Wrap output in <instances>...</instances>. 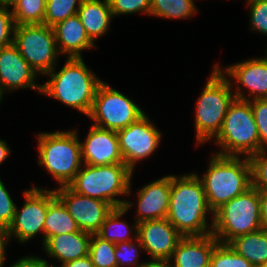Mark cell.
Wrapping results in <instances>:
<instances>
[{"label":"cell","mask_w":267,"mask_h":267,"mask_svg":"<svg viewBox=\"0 0 267 267\" xmlns=\"http://www.w3.org/2000/svg\"><path fill=\"white\" fill-rule=\"evenodd\" d=\"M209 208L205 191L197 174L180 178L171 175L170 202L167 220L183 236H205L212 234L208 229L206 213Z\"/></svg>","instance_id":"cell-1"},{"label":"cell","mask_w":267,"mask_h":267,"mask_svg":"<svg viewBox=\"0 0 267 267\" xmlns=\"http://www.w3.org/2000/svg\"><path fill=\"white\" fill-rule=\"evenodd\" d=\"M46 75L51 79L41 85L40 93L58 99L89 116L97 88L102 81L87 69L82 58H68L59 72L55 73L53 68Z\"/></svg>","instance_id":"cell-2"},{"label":"cell","mask_w":267,"mask_h":267,"mask_svg":"<svg viewBox=\"0 0 267 267\" xmlns=\"http://www.w3.org/2000/svg\"><path fill=\"white\" fill-rule=\"evenodd\" d=\"M239 157L215 154L207 172L200 178L213 213L252 186L249 157L243 160Z\"/></svg>","instance_id":"cell-3"},{"label":"cell","mask_w":267,"mask_h":267,"mask_svg":"<svg viewBox=\"0 0 267 267\" xmlns=\"http://www.w3.org/2000/svg\"><path fill=\"white\" fill-rule=\"evenodd\" d=\"M222 127L215 136V142L222 150L219 155L250 157L261 151L259 134L249 99L241 93L240 87L233 93ZM240 154V155H239Z\"/></svg>","instance_id":"cell-4"},{"label":"cell","mask_w":267,"mask_h":267,"mask_svg":"<svg viewBox=\"0 0 267 267\" xmlns=\"http://www.w3.org/2000/svg\"><path fill=\"white\" fill-rule=\"evenodd\" d=\"M74 180L68 185L76 193L103 200L114 208L124 207L125 200L115 199L130 194L132 170L126 164L91 166L83 164Z\"/></svg>","instance_id":"cell-5"},{"label":"cell","mask_w":267,"mask_h":267,"mask_svg":"<svg viewBox=\"0 0 267 267\" xmlns=\"http://www.w3.org/2000/svg\"><path fill=\"white\" fill-rule=\"evenodd\" d=\"M212 235L228 244L232 239L262 229L259 191L251 186L214 212Z\"/></svg>","instance_id":"cell-6"},{"label":"cell","mask_w":267,"mask_h":267,"mask_svg":"<svg viewBox=\"0 0 267 267\" xmlns=\"http://www.w3.org/2000/svg\"><path fill=\"white\" fill-rule=\"evenodd\" d=\"M219 64L215 66L196 105L195 128L197 142L205 143L220 131L230 103L235 96L231 93V82Z\"/></svg>","instance_id":"cell-7"},{"label":"cell","mask_w":267,"mask_h":267,"mask_svg":"<svg viewBox=\"0 0 267 267\" xmlns=\"http://www.w3.org/2000/svg\"><path fill=\"white\" fill-rule=\"evenodd\" d=\"M40 161L61 184L68 186L82 164L81 142L76 131L41 133L38 136Z\"/></svg>","instance_id":"cell-8"},{"label":"cell","mask_w":267,"mask_h":267,"mask_svg":"<svg viewBox=\"0 0 267 267\" xmlns=\"http://www.w3.org/2000/svg\"><path fill=\"white\" fill-rule=\"evenodd\" d=\"M13 44L37 74L46 75L55 69L59 51L52 27L45 24L15 25Z\"/></svg>","instance_id":"cell-9"},{"label":"cell","mask_w":267,"mask_h":267,"mask_svg":"<svg viewBox=\"0 0 267 267\" xmlns=\"http://www.w3.org/2000/svg\"><path fill=\"white\" fill-rule=\"evenodd\" d=\"M145 113L134 101L103 81L98 86L88 117L97 127L118 131L137 121Z\"/></svg>","instance_id":"cell-10"},{"label":"cell","mask_w":267,"mask_h":267,"mask_svg":"<svg viewBox=\"0 0 267 267\" xmlns=\"http://www.w3.org/2000/svg\"><path fill=\"white\" fill-rule=\"evenodd\" d=\"M24 196L26 201L21 211L16 207L13 222L6 230L9 236H16L20 242L28 241L39 231L44 233L48 205L57 197L54 190L37 187L25 191Z\"/></svg>","instance_id":"cell-11"},{"label":"cell","mask_w":267,"mask_h":267,"mask_svg":"<svg viewBox=\"0 0 267 267\" xmlns=\"http://www.w3.org/2000/svg\"><path fill=\"white\" fill-rule=\"evenodd\" d=\"M144 114L126 128L116 131L124 163L133 171L134 165L156 150L161 133Z\"/></svg>","instance_id":"cell-12"},{"label":"cell","mask_w":267,"mask_h":267,"mask_svg":"<svg viewBox=\"0 0 267 267\" xmlns=\"http://www.w3.org/2000/svg\"><path fill=\"white\" fill-rule=\"evenodd\" d=\"M135 236L138 247L147 251L151 255L152 261L168 263L183 238L167 218L138 223Z\"/></svg>","instance_id":"cell-13"},{"label":"cell","mask_w":267,"mask_h":267,"mask_svg":"<svg viewBox=\"0 0 267 267\" xmlns=\"http://www.w3.org/2000/svg\"><path fill=\"white\" fill-rule=\"evenodd\" d=\"M54 191L76 221L79 229L91 234H96L100 230L105 218L114 208L103 200L80 195L69 186H60Z\"/></svg>","instance_id":"cell-14"},{"label":"cell","mask_w":267,"mask_h":267,"mask_svg":"<svg viewBox=\"0 0 267 267\" xmlns=\"http://www.w3.org/2000/svg\"><path fill=\"white\" fill-rule=\"evenodd\" d=\"M87 138L81 144L83 164L103 166L125 164L116 131L92 125Z\"/></svg>","instance_id":"cell-15"},{"label":"cell","mask_w":267,"mask_h":267,"mask_svg":"<svg viewBox=\"0 0 267 267\" xmlns=\"http://www.w3.org/2000/svg\"><path fill=\"white\" fill-rule=\"evenodd\" d=\"M37 73L19 53L17 47L11 45L0 48V95L4 89L34 88L41 92V85L35 82ZM3 86V87H2Z\"/></svg>","instance_id":"cell-16"},{"label":"cell","mask_w":267,"mask_h":267,"mask_svg":"<svg viewBox=\"0 0 267 267\" xmlns=\"http://www.w3.org/2000/svg\"><path fill=\"white\" fill-rule=\"evenodd\" d=\"M171 175L142 187L138 192V215L134 229L143 221L167 218L170 202Z\"/></svg>","instance_id":"cell-17"},{"label":"cell","mask_w":267,"mask_h":267,"mask_svg":"<svg viewBox=\"0 0 267 267\" xmlns=\"http://www.w3.org/2000/svg\"><path fill=\"white\" fill-rule=\"evenodd\" d=\"M219 241L212 235L183 237L175 248L169 267H210L211 255Z\"/></svg>","instance_id":"cell-18"},{"label":"cell","mask_w":267,"mask_h":267,"mask_svg":"<svg viewBox=\"0 0 267 267\" xmlns=\"http://www.w3.org/2000/svg\"><path fill=\"white\" fill-rule=\"evenodd\" d=\"M226 75L235 79V83L249 88V95L255 99L267 98V59L255 58L225 68Z\"/></svg>","instance_id":"cell-19"},{"label":"cell","mask_w":267,"mask_h":267,"mask_svg":"<svg viewBox=\"0 0 267 267\" xmlns=\"http://www.w3.org/2000/svg\"><path fill=\"white\" fill-rule=\"evenodd\" d=\"M52 28L59 53H68V58H82V50L95 47L77 14L58 22Z\"/></svg>","instance_id":"cell-20"},{"label":"cell","mask_w":267,"mask_h":267,"mask_svg":"<svg viewBox=\"0 0 267 267\" xmlns=\"http://www.w3.org/2000/svg\"><path fill=\"white\" fill-rule=\"evenodd\" d=\"M91 237L92 234L85 231L54 235L43 246L47 255L64 264L88 256Z\"/></svg>","instance_id":"cell-21"},{"label":"cell","mask_w":267,"mask_h":267,"mask_svg":"<svg viewBox=\"0 0 267 267\" xmlns=\"http://www.w3.org/2000/svg\"><path fill=\"white\" fill-rule=\"evenodd\" d=\"M77 15L93 43L106 33L113 17L108 0H82Z\"/></svg>","instance_id":"cell-22"},{"label":"cell","mask_w":267,"mask_h":267,"mask_svg":"<svg viewBox=\"0 0 267 267\" xmlns=\"http://www.w3.org/2000/svg\"><path fill=\"white\" fill-rule=\"evenodd\" d=\"M228 244L254 267L267 263V229L262 228L259 231L238 236Z\"/></svg>","instance_id":"cell-23"},{"label":"cell","mask_w":267,"mask_h":267,"mask_svg":"<svg viewBox=\"0 0 267 267\" xmlns=\"http://www.w3.org/2000/svg\"><path fill=\"white\" fill-rule=\"evenodd\" d=\"M81 231L63 202L56 197L49 205L44 221L43 244L54 235Z\"/></svg>","instance_id":"cell-24"},{"label":"cell","mask_w":267,"mask_h":267,"mask_svg":"<svg viewBox=\"0 0 267 267\" xmlns=\"http://www.w3.org/2000/svg\"><path fill=\"white\" fill-rule=\"evenodd\" d=\"M132 206L130 202H127L124 207L113 208V210L107 215L104 223L102 224L100 230L96 233L99 237L114 244L132 241L131 238H128L129 227L126 223L119 221L120 217L124 215L125 212ZM116 228L113 233L111 232L112 228ZM123 228V229H122ZM121 229V230H120ZM111 230V231H110ZM119 230V231H117ZM122 230H124L125 234H121Z\"/></svg>","instance_id":"cell-25"},{"label":"cell","mask_w":267,"mask_h":267,"mask_svg":"<svg viewBox=\"0 0 267 267\" xmlns=\"http://www.w3.org/2000/svg\"><path fill=\"white\" fill-rule=\"evenodd\" d=\"M10 7L15 25L43 24L46 0H15Z\"/></svg>","instance_id":"cell-26"},{"label":"cell","mask_w":267,"mask_h":267,"mask_svg":"<svg viewBox=\"0 0 267 267\" xmlns=\"http://www.w3.org/2000/svg\"><path fill=\"white\" fill-rule=\"evenodd\" d=\"M197 10L193 0H151L150 15L163 18H188Z\"/></svg>","instance_id":"cell-27"},{"label":"cell","mask_w":267,"mask_h":267,"mask_svg":"<svg viewBox=\"0 0 267 267\" xmlns=\"http://www.w3.org/2000/svg\"><path fill=\"white\" fill-rule=\"evenodd\" d=\"M116 244L92 234L89 247V256L94 267H118L115 257Z\"/></svg>","instance_id":"cell-28"},{"label":"cell","mask_w":267,"mask_h":267,"mask_svg":"<svg viewBox=\"0 0 267 267\" xmlns=\"http://www.w3.org/2000/svg\"><path fill=\"white\" fill-rule=\"evenodd\" d=\"M81 2L82 0H46L43 24L53 27L58 22L77 14Z\"/></svg>","instance_id":"cell-29"},{"label":"cell","mask_w":267,"mask_h":267,"mask_svg":"<svg viewBox=\"0 0 267 267\" xmlns=\"http://www.w3.org/2000/svg\"><path fill=\"white\" fill-rule=\"evenodd\" d=\"M210 267H254L243 256L236 253L229 244L218 242L214 248Z\"/></svg>","instance_id":"cell-30"},{"label":"cell","mask_w":267,"mask_h":267,"mask_svg":"<svg viewBox=\"0 0 267 267\" xmlns=\"http://www.w3.org/2000/svg\"><path fill=\"white\" fill-rule=\"evenodd\" d=\"M251 163L252 186L259 192H267V153L266 149L249 157Z\"/></svg>","instance_id":"cell-31"},{"label":"cell","mask_w":267,"mask_h":267,"mask_svg":"<svg viewBox=\"0 0 267 267\" xmlns=\"http://www.w3.org/2000/svg\"><path fill=\"white\" fill-rule=\"evenodd\" d=\"M259 134L261 150L267 147V98L249 100Z\"/></svg>","instance_id":"cell-32"},{"label":"cell","mask_w":267,"mask_h":267,"mask_svg":"<svg viewBox=\"0 0 267 267\" xmlns=\"http://www.w3.org/2000/svg\"><path fill=\"white\" fill-rule=\"evenodd\" d=\"M113 16L145 12L150 14L151 0H108Z\"/></svg>","instance_id":"cell-33"},{"label":"cell","mask_w":267,"mask_h":267,"mask_svg":"<svg viewBox=\"0 0 267 267\" xmlns=\"http://www.w3.org/2000/svg\"><path fill=\"white\" fill-rule=\"evenodd\" d=\"M250 9V22L254 30L267 35V0H247Z\"/></svg>","instance_id":"cell-34"},{"label":"cell","mask_w":267,"mask_h":267,"mask_svg":"<svg viewBox=\"0 0 267 267\" xmlns=\"http://www.w3.org/2000/svg\"><path fill=\"white\" fill-rule=\"evenodd\" d=\"M16 205L0 180V231H6L14 219Z\"/></svg>","instance_id":"cell-35"},{"label":"cell","mask_w":267,"mask_h":267,"mask_svg":"<svg viewBox=\"0 0 267 267\" xmlns=\"http://www.w3.org/2000/svg\"><path fill=\"white\" fill-rule=\"evenodd\" d=\"M137 250V245H135L132 241L117 243L115 249V257L118 263V267H121V265L126 264L140 267L145 264V262L141 264L137 263V252H139Z\"/></svg>","instance_id":"cell-36"},{"label":"cell","mask_w":267,"mask_h":267,"mask_svg":"<svg viewBox=\"0 0 267 267\" xmlns=\"http://www.w3.org/2000/svg\"><path fill=\"white\" fill-rule=\"evenodd\" d=\"M7 7L9 6L0 5V48L13 43L11 33L14 32L15 23L12 11L9 12Z\"/></svg>","instance_id":"cell-37"},{"label":"cell","mask_w":267,"mask_h":267,"mask_svg":"<svg viewBox=\"0 0 267 267\" xmlns=\"http://www.w3.org/2000/svg\"><path fill=\"white\" fill-rule=\"evenodd\" d=\"M11 267H53L44 259L37 257H25L16 261Z\"/></svg>","instance_id":"cell-38"},{"label":"cell","mask_w":267,"mask_h":267,"mask_svg":"<svg viewBox=\"0 0 267 267\" xmlns=\"http://www.w3.org/2000/svg\"><path fill=\"white\" fill-rule=\"evenodd\" d=\"M262 228L267 229V192H259Z\"/></svg>","instance_id":"cell-39"},{"label":"cell","mask_w":267,"mask_h":267,"mask_svg":"<svg viewBox=\"0 0 267 267\" xmlns=\"http://www.w3.org/2000/svg\"><path fill=\"white\" fill-rule=\"evenodd\" d=\"M61 267H94L90 256H86L80 259L68 261L61 265Z\"/></svg>","instance_id":"cell-40"},{"label":"cell","mask_w":267,"mask_h":267,"mask_svg":"<svg viewBox=\"0 0 267 267\" xmlns=\"http://www.w3.org/2000/svg\"><path fill=\"white\" fill-rule=\"evenodd\" d=\"M10 236L7 234L6 231H0V267L3 266L4 263V256H5V246L9 242Z\"/></svg>","instance_id":"cell-41"},{"label":"cell","mask_w":267,"mask_h":267,"mask_svg":"<svg viewBox=\"0 0 267 267\" xmlns=\"http://www.w3.org/2000/svg\"><path fill=\"white\" fill-rule=\"evenodd\" d=\"M10 152L11 151L6 142L4 140H0V164L7 158Z\"/></svg>","instance_id":"cell-42"},{"label":"cell","mask_w":267,"mask_h":267,"mask_svg":"<svg viewBox=\"0 0 267 267\" xmlns=\"http://www.w3.org/2000/svg\"><path fill=\"white\" fill-rule=\"evenodd\" d=\"M140 267H169L168 262L150 261Z\"/></svg>","instance_id":"cell-43"},{"label":"cell","mask_w":267,"mask_h":267,"mask_svg":"<svg viewBox=\"0 0 267 267\" xmlns=\"http://www.w3.org/2000/svg\"><path fill=\"white\" fill-rule=\"evenodd\" d=\"M15 0H0V5H8L11 6Z\"/></svg>","instance_id":"cell-44"},{"label":"cell","mask_w":267,"mask_h":267,"mask_svg":"<svg viewBox=\"0 0 267 267\" xmlns=\"http://www.w3.org/2000/svg\"><path fill=\"white\" fill-rule=\"evenodd\" d=\"M257 267H267V263L263 264V265H260V266H257Z\"/></svg>","instance_id":"cell-45"}]
</instances>
